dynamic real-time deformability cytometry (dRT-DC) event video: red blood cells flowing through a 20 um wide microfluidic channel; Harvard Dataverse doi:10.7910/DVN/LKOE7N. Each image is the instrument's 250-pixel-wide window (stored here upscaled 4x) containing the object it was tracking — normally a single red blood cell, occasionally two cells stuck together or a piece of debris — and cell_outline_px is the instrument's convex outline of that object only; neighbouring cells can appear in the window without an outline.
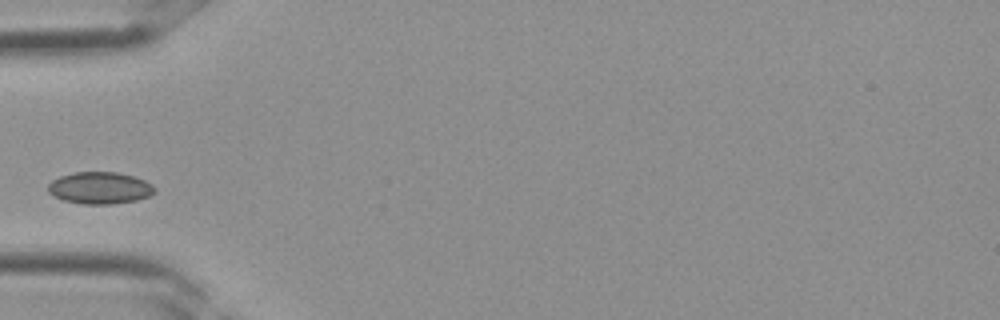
{"species": "Egyptian fruit bat (a non-hibernating species)", "species_latin": "Rousettus aegyptiacus", "temperature_condition": "room temperature", "stored_images_in_passage": 1, "camera_frame_rate_fps": 3000, "um_per_image_px": 0.085, "frame": {"image": 1, "passage_image": 1, "time_ms": 0.0, "image_size_px": [1000, 320], "cell_outline_px": [[156, 192], [148, 196], [136, 200], [112, 204], [84, 204], [64, 200], [48, 192], [48, 184], [52, 180], [60, 176], [76, 172], [116, 172], [132, 176], [144, 180], [152, 184], [156, 188]], "centroid_in_image_um": [8.5, 15.97], "position_along_channel_um": 76.5, "area_um2": 19.71}}